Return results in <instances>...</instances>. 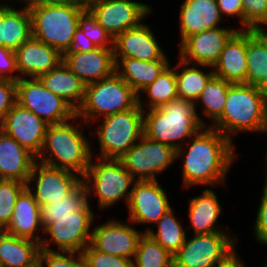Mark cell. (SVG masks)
<instances>
[{"label":"cell","mask_w":267,"mask_h":267,"mask_svg":"<svg viewBox=\"0 0 267 267\" xmlns=\"http://www.w3.org/2000/svg\"><path fill=\"white\" fill-rule=\"evenodd\" d=\"M186 142L176 151V159L183 158V187L225 184L237 158L234 142L210 126H203Z\"/></svg>","instance_id":"6da1fadb"},{"label":"cell","mask_w":267,"mask_h":267,"mask_svg":"<svg viewBox=\"0 0 267 267\" xmlns=\"http://www.w3.org/2000/svg\"><path fill=\"white\" fill-rule=\"evenodd\" d=\"M204 122L195 103L181 98L171 100L159 108L143 110L144 135L173 146L176 150L203 126H207Z\"/></svg>","instance_id":"7a4b0ae2"},{"label":"cell","mask_w":267,"mask_h":267,"mask_svg":"<svg viewBox=\"0 0 267 267\" xmlns=\"http://www.w3.org/2000/svg\"><path fill=\"white\" fill-rule=\"evenodd\" d=\"M77 119L75 116L65 123L48 125L44 144L36 161L70 170L81 177L85 175L91 159H95L90 141L83 130H80L81 124L74 123Z\"/></svg>","instance_id":"3957f363"},{"label":"cell","mask_w":267,"mask_h":267,"mask_svg":"<svg viewBox=\"0 0 267 267\" xmlns=\"http://www.w3.org/2000/svg\"><path fill=\"white\" fill-rule=\"evenodd\" d=\"M231 141L237 133L261 132L267 126V102L254 85L234 83L228 88L221 116L208 125Z\"/></svg>","instance_id":"277c9868"},{"label":"cell","mask_w":267,"mask_h":267,"mask_svg":"<svg viewBox=\"0 0 267 267\" xmlns=\"http://www.w3.org/2000/svg\"><path fill=\"white\" fill-rule=\"evenodd\" d=\"M137 104L138 94L115 71L107 78L85 85L84 98L76 116L88 127L101 116L124 112Z\"/></svg>","instance_id":"5b68a950"},{"label":"cell","mask_w":267,"mask_h":267,"mask_svg":"<svg viewBox=\"0 0 267 267\" xmlns=\"http://www.w3.org/2000/svg\"><path fill=\"white\" fill-rule=\"evenodd\" d=\"M27 7L31 14L32 37L63 55L73 40L85 8L77 3Z\"/></svg>","instance_id":"8992f818"},{"label":"cell","mask_w":267,"mask_h":267,"mask_svg":"<svg viewBox=\"0 0 267 267\" xmlns=\"http://www.w3.org/2000/svg\"><path fill=\"white\" fill-rule=\"evenodd\" d=\"M96 159L95 162L91 159L89 169L82 177L88 197L97 196L100 210L112 207L121 199L128 205L136 180L125 169L120 159L100 157Z\"/></svg>","instance_id":"52a82bcc"},{"label":"cell","mask_w":267,"mask_h":267,"mask_svg":"<svg viewBox=\"0 0 267 267\" xmlns=\"http://www.w3.org/2000/svg\"><path fill=\"white\" fill-rule=\"evenodd\" d=\"M102 119L94 134L101 150L96 157L119 159L144 135L143 109L139 104Z\"/></svg>","instance_id":"ba28073f"},{"label":"cell","mask_w":267,"mask_h":267,"mask_svg":"<svg viewBox=\"0 0 267 267\" xmlns=\"http://www.w3.org/2000/svg\"><path fill=\"white\" fill-rule=\"evenodd\" d=\"M90 202L81 210L71 213L69 216L60 217L56 222L44 229L40 242V250L48 252H76L82 253L91 244L92 222L95 220ZM91 230V231H90ZM49 237V238H48ZM49 244L56 248H49ZM53 249V250H52Z\"/></svg>","instance_id":"9c48e42d"},{"label":"cell","mask_w":267,"mask_h":267,"mask_svg":"<svg viewBox=\"0 0 267 267\" xmlns=\"http://www.w3.org/2000/svg\"><path fill=\"white\" fill-rule=\"evenodd\" d=\"M176 149L143 135L119 159L136 181L157 180V175L170 168L176 159Z\"/></svg>","instance_id":"30bf717a"},{"label":"cell","mask_w":267,"mask_h":267,"mask_svg":"<svg viewBox=\"0 0 267 267\" xmlns=\"http://www.w3.org/2000/svg\"><path fill=\"white\" fill-rule=\"evenodd\" d=\"M16 85L17 103L48 125L65 123L76 116V111L47 89L38 78H20Z\"/></svg>","instance_id":"8fae6325"},{"label":"cell","mask_w":267,"mask_h":267,"mask_svg":"<svg viewBox=\"0 0 267 267\" xmlns=\"http://www.w3.org/2000/svg\"><path fill=\"white\" fill-rule=\"evenodd\" d=\"M230 235L225 231L186 238L173 255V267H214L236 247L237 235Z\"/></svg>","instance_id":"7c38bea8"},{"label":"cell","mask_w":267,"mask_h":267,"mask_svg":"<svg viewBox=\"0 0 267 267\" xmlns=\"http://www.w3.org/2000/svg\"><path fill=\"white\" fill-rule=\"evenodd\" d=\"M33 181L36 185L31 187ZM82 182V177L75 172L36 161L26 185L38 205L43 206L62 200L65 195L71 194Z\"/></svg>","instance_id":"4fadbf2b"},{"label":"cell","mask_w":267,"mask_h":267,"mask_svg":"<svg viewBox=\"0 0 267 267\" xmlns=\"http://www.w3.org/2000/svg\"><path fill=\"white\" fill-rule=\"evenodd\" d=\"M152 7L132 0H103L88 10L113 39L126 30L142 23Z\"/></svg>","instance_id":"5bb4252c"},{"label":"cell","mask_w":267,"mask_h":267,"mask_svg":"<svg viewBox=\"0 0 267 267\" xmlns=\"http://www.w3.org/2000/svg\"><path fill=\"white\" fill-rule=\"evenodd\" d=\"M168 195L158 180L135 181L127 205L128 223L156 224L171 209Z\"/></svg>","instance_id":"9a60e30c"},{"label":"cell","mask_w":267,"mask_h":267,"mask_svg":"<svg viewBox=\"0 0 267 267\" xmlns=\"http://www.w3.org/2000/svg\"><path fill=\"white\" fill-rule=\"evenodd\" d=\"M48 124L16 103L0 122V129L14 138L36 158L40 154Z\"/></svg>","instance_id":"2e32d148"},{"label":"cell","mask_w":267,"mask_h":267,"mask_svg":"<svg viewBox=\"0 0 267 267\" xmlns=\"http://www.w3.org/2000/svg\"><path fill=\"white\" fill-rule=\"evenodd\" d=\"M143 233L113 218L93 228L91 245L102 253L134 260Z\"/></svg>","instance_id":"e0dca14e"},{"label":"cell","mask_w":267,"mask_h":267,"mask_svg":"<svg viewBox=\"0 0 267 267\" xmlns=\"http://www.w3.org/2000/svg\"><path fill=\"white\" fill-rule=\"evenodd\" d=\"M237 28L216 27L188 37L179 46V58L190 64L213 67Z\"/></svg>","instance_id":"ac0fdd59"},{"label":"cell","mask_w":267,"mask_h":267,"mask_svg":"<svg viewBox=\"0 0 267 267\" xmlns=\"http://www.w3.org/2000/svg\"><path fill=\"white\" fill-rule=\"evenodd\" d=\"M114 57L137 60H169L148 24H139L119 34L114 39Z\"/></svg>","instance_id":"d6986e66"},{"label":"cell","mask_w":267,"mask_h":267,"mask_svg":"<svg viewBox=\"0 0 267 267\" xmlns=\"http://www.w3.org/2000/svg\"><path fill=\"white\" fill-rule=\"evenodd\" d=\"M62 62L85 84L107 78L115 72L113 48L97 47L88 52L63 54Z\"/></svg>","instance_id":"ffe728a7"},{"label":"cell","mask_w":267,"mask_h":267,"mask_svg":"<svg viewBox=\"0 0 267 267\" xmlns=\"http://www.w3.org/2000/svg\"><path fill=\"white\" fill-rule=\"evenodd\" d=\"M16 67L20 78H39L62 62V55L34 37H30L16 51Z\"/></svg>","instance_id":"44dd1931"},{"label":"cell","mask_w":267,"mask_h":267,"mask_svg":"<svg viewBox=\"0 0 267 267\" xmlns=\"http://www.w3.org/2000/svg\"><path fill=\"white\" fill-rule=\"evenodd\" d=\"M179 12V45L192 35L220 27L223 19L216 0H184Z\"/></svg>","instance_id":"7402d4cb"},{"label":"cell","mask_w":267,"mask_h":267,"mask_svg":"<svg viewBox=\"0 0 267 267\" xmlns=\"http://www.w3.org/2000/svg\"><path fill=\"white\" fill-rule=\"evenodd\" d=\"M4 231L40 244L42 237L39 233L44 232L41 223L40 206L27 187L18 196L11 222Z\"/></svg>","instance_id":"603a6c76"},{"label":"cell","mask_w":267,"mask_h":267,"mask_svg":"<svg viewBox=\"0 0 267 267\" xmlns=\"http://www.w3.org/2000/svg\"><path fill=\"white\" fill-rule=\"evenodd\" d=\"M36 157L0 129V179H29Z\"/></svg>","instance_id":"cb8c5ba5"},{"label":"cell","mask_w":267,"mask_h":267,"mask_svg":"<svg viewBox=\"0 0 267 267\" xmlns=\"http://www.w3.org/2000/svg\"><path fill=\"white\" fill-rule=\"evenodd\" d=\"M212 68L214 75L225 81L247 84L246 30L239 29L229 39Z\"/></svg>","instance_id":"d4e9b609"},{"label":"cell","mask_w":267,"mask_h":267,"mask_svg":"<svg viewBox=\"0 0 267 267\" xmlns=\"http://www.w3.org/2000/svg\"><path fill=\"white\" fill-rule=\"evenodd\" d=\"M189 218L193 235L224 232L220 227L218 218L222 213V207L213 189H204L202 195L193 197L188 202Z\"/></svg>","instance_id":"484cf974"},{"label":"cell","mask_w":267,"mask_h":267,"mask_svg":"<svg viewBox=\"0 0 267 267\" xmlns=\"http://www.w3.org/2000/svg\"><path fill=\"white\" fill-rule=\"evenodd\" d=\"M115 71L139 95L169 65V60L144 61L130 57H114Z\"/></svg>","instance_id":"4316f807"},{"label":"cell","mask_w":267,"mask_h":267,"mask_svg":"<svg viewBox=\"0 0 267 267\" xmlns=\"http://www.w3.org/2000/svg\"><path fill=\"white\" fill-rule=\"evenodd\" d=\"M38 79L47 89L61 97L75 111L82 104L85 84L63 62Z\"/></svg>","instance_id":"83f0119b"},{"label":"cell","mask_w":267,"mask_h":267,"mask_svg":"<svg viewBox=\"0 0 267 267\" xmlns=\"http://www.w3.org/2000/svg\"><path fill=\"white\" fill-rule=\"evenodd\" d=\"M39 252V243L0 230L1 267L40 266L38 262Z\"/></svg>","instance_id":"f1b7e54d"},{"label":"cell","mask_w":267,"mask_h":267,"mask_svg":"<svg viewBox=\"0 0 267 267\" xmlns=\"http://www.w3.org/2000/svg\"><path fill=\"white\" fill-rule=\"evenodd\" d=\"M189 65L190 63L183 61L181 58H179L178 63L175 65L177 93L178 98L190 100L195 103V107H197V99L209 80L214 76V72L211 66L191 64L192 67H190ZM201 66L202 69L204 67L206 70L207 68L211 70L205 73V70L199 68ZM178 68L179 70L182 69L180 70L181 72L178 71Z\"/></svg>","instance_id":"f546056e"},{"label":"cell","mask_w":267,"mask_h":267,"mask_svg":"<svg viewBox=\"0 0 267 267\" xmlns=\"http://www.w3.org/2000/svg\"><path fill=\"white\" fill-rule=\"evenodd\" d=\"M32 36L31 14L25 5L22 9L4 3L3 47L16 51Z\"/></svg>","instance_id":"4dcf8cb0"},{"label":"cell","mask_w":267,"mask_h":267,"mask_svg":"<svg viewBox=\"0 0 267 267\" xmlns=\"http://www.w3.org/2000/svg\"><path fill=\"white\" fill-rule=\"evenodd\" d=\"M142 94H146L148 98L147 105L142 102ZM177 98L175 66L170 64L150 85L139 93L138 104L143 110L155 109Z\"/></svg>","instance_id":"1f68e13d"},{"label":"cell","mask_w":267,"mask_h":267,"mask_svg":"<svg viewBox=\"0 0 267 267\" xmlns=\"http://www.w3.org/2000/svg\"><path fill=\"white\" fill-rule=\"evenodd\" d=\"M178 220L171 208L157 221V231L148 227L143 232L156 240L171 255H174L186 241V231L189 229L183 228Z\"/></svg>","instance_id":"d6a6232c"},{"label":"cell","mask_w":267,"mask_h":267,"mask_svg":"<svg viewBox=\"0 0 267 267\" xmlns=\"http://www.w3.org/2000/svg\"><path fill=\"white\" fill-rule=\"evenodd\" d=\"M87 189L82 182L71 194L65 195L62 200L40 206L41 223L43 229L59 220L60 217L69 216L83 209L89 199Z\"/></svg>","instance_id":"836d02e7"},{"label":"cell","mask_w":267,"mask_h":267,"mask_svg":"<svg viewBox=\"0 0 267 267\" xmlns=\"http://www.w3.org/2000/svg\"><path fill=\"white\" fill-rule=\"evenodd\" d=\"M247 84L257 86L267 75V42L256 30H246Z\"/></svg>","instance_id":"e575fe53"},{"label":"cell","mask_w":267,"mask_h":267,"mask_svg":"<svg viewBox=\"0 0 267 267\" xmlns=\"http://www.w3.org/2000/svg\"><path fill=\"white\" fill-rule=\"evenodd\" d=\"M232 83L213 76L201 92L197 101L202 105V113L214 123L222 114L228 88Z\"/></svg>","instance_id":"d590c367"},{"label":"cell","mask_w":267,"mask_h":267,"mask_svg":"<svg viewBox=\"0 0 267 267\" xmlns=\"http://www.w3.org/2000/svg\"><path fill=\"white\" fill-rule=\"evenodd\" d=\"M133 267H173V255L143 233L138 241Z\"/></svg>","instance_id":"8d00e7d4"},{"label":"cell","mask_w":267,"mask_h":267,"mask_svg":"<svg viewBox=\"0 0 267 267\" xmlns=\"http://www.w3.org/2000/svg\"><path fill=\"white\" fill-rule=\"evenodd\" d=\"M27 185L18 180L0 179V230L11 222L16 200Z\"/></svg>","instance_id":"74e56055"},{"label":"cell","mask_w":267,"mask_h":267,"mask_svg":"<svg viewBox=\"0 0 267 267\" xmlns=\"http://www.w3.org/2000/svg\"><path fill=\"white\" fill-rule=\"evenodd\" d=\"M79 27L97 47L101 48H114V39L111 35L97 23L96 18L92 13L85 9L79 19Z\"/></svg>","instance_id":"f35d334b"},{"label":"cell","mask_w":267,"mask_h":267,"mask_svg":"<svg viewBox=\"0 0 267 267\" xmlns=\"http://www.w3.org/2000/svg\"><path fill=\"white\" fill-rule=\"evenodd\" d=\"M38 262L40 267H88L83 254L76 252H48L40 250Z\"/></svg>","instance_id":"ab89813d"},{"label":"cell","mask_w":267,"mask_h":267,"mask_svg":"<svg viewBox=\"0 0 267 267\" xmlns=\"http://www.w3.org/2000/svg\"><path fill=\"white\" fill-rule=\"evenodd\" d=\"M243 30H257L267 24V0H242Z\"/></svg>","instance_id":"60d3db41"},{"label":"cell","mask_w":267,"mask_h":267,"mask_svg":"<svg viewBox=\"0 0 267 267\" xmlns=\"http://www.w3.org/2000/svg\"><path fill=\"white\" fill-rule=\"evenodd\" d=\"M88 267H133V260L105 254L89 244L82 252Z\"/></svg>","instance_id":"b9f144b4"},{"label":"cell","mask_w":267,"mask_h":267,"mask_svg":"<svg viewBox=\"0 0 267 267\" xmlns=\"http://www.w3.org/2000/svg\"><path fill=\"white\" fill-rule=\"evenodd\" d=\"M262 191L253 229L258 242L267 246V181L264 182Z\"/></svg>","instance_id":"7bdbcfd3"},{"label":"cell","mask_w":267,"mask_h":267,"mask_svg":"<svg viewBox=\"0 0 267 267\" xmlns=\"http://www.w3.org/2000/svg\"><path fill=\"white\" fill-rule=\"evenodd\" d=\"M17 103L16 81L0 79V122Z\"/></svg>","instance_id":"ee69618b"},{"label":"cell","mask_w":267,"mask_h":267,"mask_svg":"<svg viewBox=\"0 0 267 267\" xmlns=\"http://www.w3.org/2000/svg\"><path fill=\"white\" fill-rule=\"evenodd\" d=\"M0 79H19L15 52L4 47H0Z\"/></svg>","instance_id":"f6af8a7d"},{"label":"cell","mask_w":267,"mask_h":267,"mask_svg":"<svg viewBox=\"0 0 267 267\" xmlns=\"http://www.w3.org/2000/svg\"><path fill=\"white\" fill-rule=\"evenodd\" d=\"M221 16L239 17L240 30H243V6L242 0H216Z\"/></svg>","instance_id":"bcb514c9"},{"label":"cell","mask_w":267,"mask_h":267,"mask_svg":"<svg viewBox=\"0 0 267 267\" xmlns=\"http://www.w3.org/2000/svg\"><path fill=\"white\" fill-rule=\"evenodd\" d=\"M95 48H97V46L87 36H85L83 30L78 27L74 33V37L69 48L64 54L88 52L94 50Z\"/></svg>","instance_id":"7dc6e473"},{"label":"cell","mask_w":267,"mask_h":267,"mask_svg":"<svg viewBox=\"0 0 267 267\" xmlns=\"http://www.w3.org/2000/svg\"><path fill=\"white\" fill-rule=\"evenodd\" d=\"M236 247L228 253L222 260L216 263L214 267H246L243 260L240 259L236 252ZM248 267V266H247Z\"/></svg>","instance_id":"c3c4849f"},{"label":"cell","mask_w":267,"mask_h":267,"mask_svg":"<svg viewBox=\"0 0 267 267\" xmlns=\"http://www.w3.org/2000/svg\"><path fill=\"white\" fill-rule=\"evenodd\" d=\"M76 4V0H29L27 6Z\"/></svg>","instance_id":"681fc988"},{"label":"cell","mask_w":267,"mask_h":267,"mask_svg":"<svg viewBox=\"0 0 267 267\" xmlns=\"http://www.w3.org/2000/svg\"><path fill=\"white\" fill-rule=\"evenodd\" d=\"M256 87L267 102V75L261 80V82Z\"/></svg>","instance_id":"f907efd6"},{"label":"cell","mask_w":267,"mask_h":267,"mask_svg":"<svg viewBox=\"0 0 267 267\" xmlns=\"http://www.w3.org/2000/svg\"><path fill=\"white\" fill-rule=\"evenodd\" d=\"M4 4L0 5V47H3Z\"/></svg>","instance_id":"816d5d0a"},{"label":"cell","mask_w":267,"mask_h":267,"mask_svg":"<svg viewBox=\"0 0 267 267\" xmlns=\"http://www.w3.org/2000/svg\"><path fill=\"white\" fill-rule=\"evenodd\" d=\"M103 0H76V3L85 8V9H88L91 5L95 4V3H98V2H101Z\"/></svg>","instance_id":"f5cc1de1"},{"label":"cell","mask_w":267,"mask_h":267,"mask_svg":"<svg viewBox=\"0 0 267 267\" xmlns=\"http://www.w3.org/2000/svg\"><path fill=\"white\" fill-rule=\"evenodd\" d=\"M267 25V24H265ZM264 25L260 26L256 31L265 39V41L267 42V30L264 29Z\"/></svg>","instance_id":"db71d44e"},{"label":"cell","mask_w":267,"mask_h":267,"mask_svg":"<svg viewBox=\"0 0 267 267\" xmlns=\"http://www.w3.org/2000/svg\"><path fill=\"white\" fill-rule=\"evenodd\" d=\"M6 1H8V0H6ZM13 1H16L17 3H21V2L25 1V4L27 6L29 0H13Z\"/></svg>","instance_id":"11a10c76"},{"label":"cell","mask_w":267,"mask_h":267,"mask_svg":"<svg viewBox=\"0 0 267 267\" xmlns=\"http://www.w3.org/2000/svg\"><path fill=\"white\" fill-rule=\"evenodd\" d=\"M267 132V126H266V128H265V130H264V134ZM267 155V154H266ZM266 159H267V156H266ZM266 162H267V160H266ZM267 164V163H266ZM267 166V165H266ZM265 181H267V173L265 174Z\"/></svg>","instance_id":"9f6ffc18"}]
</instances>
